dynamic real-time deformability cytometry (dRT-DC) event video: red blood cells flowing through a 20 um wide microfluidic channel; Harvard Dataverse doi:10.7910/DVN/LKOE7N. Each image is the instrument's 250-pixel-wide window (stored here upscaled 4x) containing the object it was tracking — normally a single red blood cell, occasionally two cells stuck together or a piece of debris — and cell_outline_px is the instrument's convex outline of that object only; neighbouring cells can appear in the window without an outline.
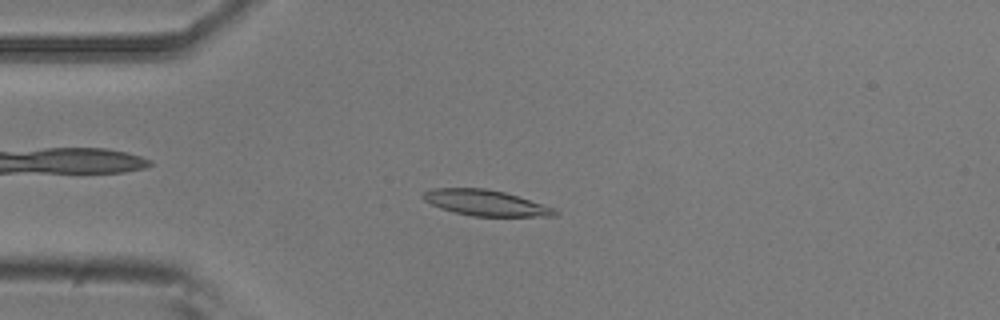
{"species": "common noctule bat (a hibernating species)", "species_latin": "Nyctalus noctula", "temperature_condition": "room temperature", "stored_images_in_passage": 6, "camera_frame_rate_fps": 3000, "um_per_image_px": 0.085, "animal": {"sex": "male", "body_mass_g": 20.5, "forearm_length_mm": 52.5}, "frame": {"image": 1, "passage_image": 3, "time_ms": 0.667, "image_size_px": [1000, 320], "cell_outline_px": [[560, 216], [472, 216], [440, 208], [424, 200], [420, 196], [424, 192], [432, 188], [484, 188], [504, 192], [556, 208], [560, 212]], "centroid_in_image_um": [41.31, 17.24], "position_along_channel_um": 43.7, "area_um2": 19.77}}
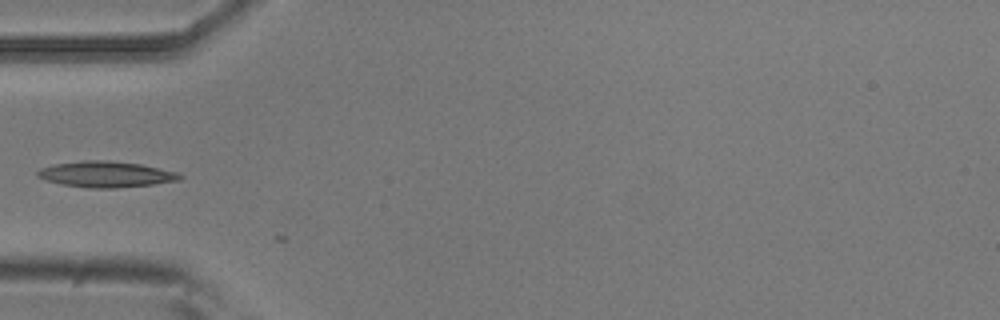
{"frame": {"image": 2, "passage_image": 4, "time_ms": 1.0, "image_size_px": [1000, 320], "cell_outline_px": [[184, 176], [180, 180], [152, 184], [116, 188], [88, 188], [64, 184], [48, 180], [36, 176], [36, 172], [40, 168], [52, 164], [84, 160], [108, 160], [140, 164], [176, 172]], "centroid_in_image_um": [8.99, 14.8], "position_along_channel_um": 76.0, "area_um2": 21.39}}
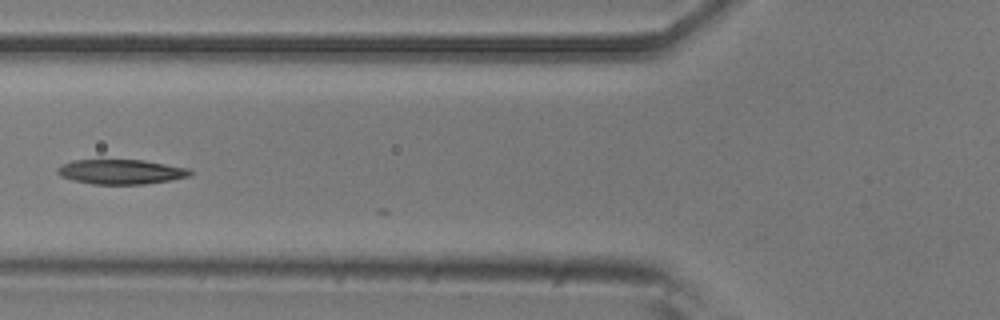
{"frame": {"image": 3, "passage_image": 5, "time_ms": 1.333, "image_size_px": [1000, 320], "cell_outline_px": [[192, 176], [172, 180], [144, 184], [92, 184], [72, 180], [60, 176], [56, 172], [56, 168], [60, 164], [72, 160], [144, 160], [188, 168], [192, 172]], "centroid_in_image_um": [10.26, 14.6], "position_along_channel_um": 115.5, "area_um2": 19.31}}